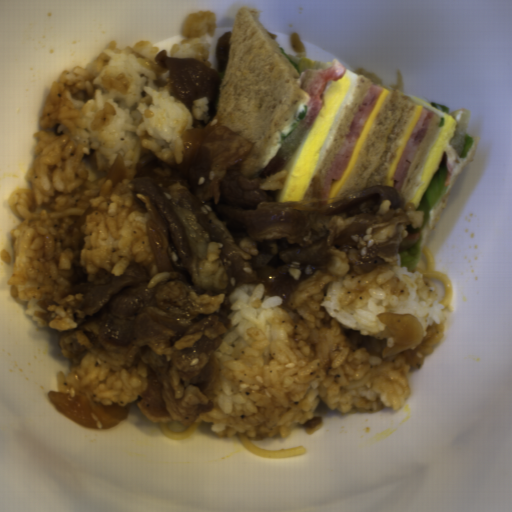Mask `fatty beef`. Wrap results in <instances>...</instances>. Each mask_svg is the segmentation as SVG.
I'll list each match as a JSON object with an SVG mask.
<instances>
[{"instance_id":"fatty-beef-1","label":"fatty beef","mask_w":512,"mask_h":512,"mask_svg":"<svg viewBox=\"0 0 512 512\" xmlns=\"http://www.w3.org/2000/svg\"><path fill=\"white\" fill-rule=\"evenodd\" d=\"M168 69V89L190 111L207 96L210 118L185 128L181 163H165L151 151L139 156L130 179L137 200L128 211H148L147 239L157 273L129 264L120 276L101 267L94 278L80 264L87 235L81 228L92 205L74 222L65 216L61 249L72 248L71 284L60 296L39 299L34 315L58 333V349L71 359L56 374L58 391L47 397L58 413L80 426L106 430L128 418L137 405L153 423L190 427L213 412L205 394L220 375L210 351L230 331V295L242 284H264L282 305L320 270L337 278L382 267L378 255H400L420 232L404 237L407 225L422 228L425 212L414 209L396 188L373 185L341 197L275 201L266 189H283L290 173L265 177L243 172L256 146L222 127L216 116L221 79L196 57L154 56ZM127 211V212H128ZM95 353L111 370L149 368L147 392L120 406L94 401L76 371L83 355Z\"/></svg>"},{"instance_id":"fatty-beef-2","label":"fatty beef","mask_w":512,"mask_h":512,"mask_svg":"<svg viewBox=\"0 0 512 512\" xmlns=\"http://www.w3.org/2000/svg\"><path fill=\"white\" fill-rule=\"evenodd\" d=\"M386 326L380 331H368V335L376 338L392 337L395 339L392 347H385L381 359L394 362L400 355L405 356L404 363L409 364V370L420 368L426 356L432 352L445 335V322L432 323L424 327L421 321L411 314L398 315L390 312H379L376 316Z\"/></svg>"},{"instance_id":"fatty-beef-3","label":"fatty beef","mask_w":512,"mask_h":512,"mask_svg":"<svg viewBox=\"0 0 512 512\" xmlns=\"http://www.w3.org/2000/svg\"><path fill=\"white\" fill-rule=\"evenodd\" d=\"M233 31H227L223 34L218 35L216 44H215V58L217 67L225 73L231 41H232Z\"/></svg>"}]
</instances>
